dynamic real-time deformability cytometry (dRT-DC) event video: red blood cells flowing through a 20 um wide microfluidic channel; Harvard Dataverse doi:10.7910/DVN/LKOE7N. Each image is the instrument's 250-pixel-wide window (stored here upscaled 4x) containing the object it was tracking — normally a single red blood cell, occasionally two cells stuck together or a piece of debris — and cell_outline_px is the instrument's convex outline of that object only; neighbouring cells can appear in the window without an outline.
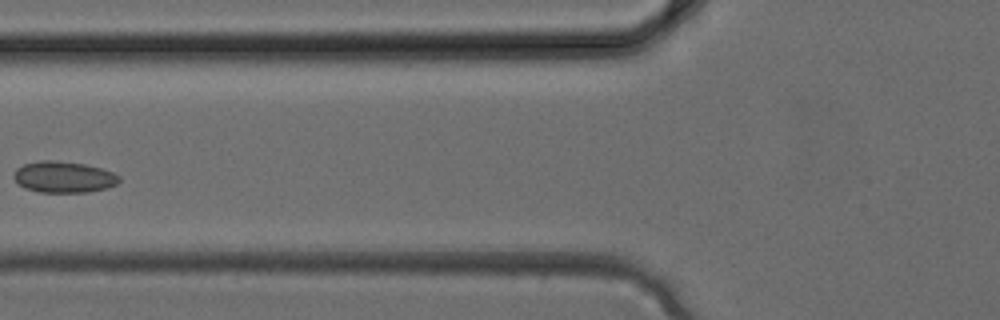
{"species": "common noctule bat (a hibernating species)", "species_latin": "Nyctalus noctula", "temperature_condition": "cold", "stored_images_in_passage": 3, "camera_frame_rate_fps": 3000, "um_per_image_px": 0.085, "animal": {"sex": "female", "body_mass_g": 24.6, "forearm_length_mm": 56.2}, "frame": {"image": 1, "passage_image": 3, "time_ms": 0.667, "image_size_px": [1000, 320], "cell_outline_px": [[120, 180], [116, 184], [108, 188], [88, 192], [40, 192], [24, 188], [12, 176], [16, 168], [24, 164], [40, 160], [52, 160], [84, 164], [100, 168], [112, 172], [120, 176]], "centroid_in_image_um": [5.41, 15.05], "position_along_channel_um": 120.4, "area_um2": 19.19}}